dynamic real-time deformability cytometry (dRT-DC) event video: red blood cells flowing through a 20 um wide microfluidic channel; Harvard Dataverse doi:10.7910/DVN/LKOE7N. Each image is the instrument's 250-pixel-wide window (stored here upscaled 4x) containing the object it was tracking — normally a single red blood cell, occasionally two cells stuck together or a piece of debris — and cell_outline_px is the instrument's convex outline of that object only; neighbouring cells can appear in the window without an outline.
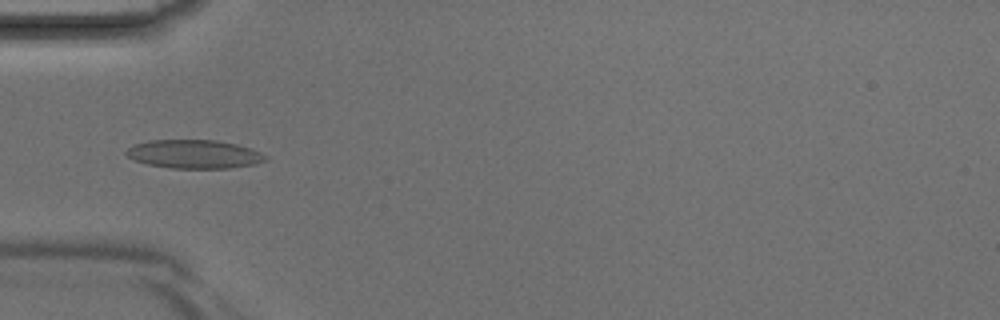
{"species": "Egyptian fruit bat (a non-hibernating species)", "species_latin": "Rousettus aegyptiacus", "temperature_condition": "room temperature", "stored_images_in_passage": 5, "camera_frame_rate_fps": 3000, "um_per_image_px": 0.085, "animal": {"sex": "male"}, "frame": {"image": 1, "passage_image": 4, "time_ms": 1.0, "image_size_px": [1000, 320], "cell_outline_px": [[268, 160], [256, 164], [228, 168], [172, 168], [148, 164], [136, 160], [128, 156], [124, 152], [128, 148], [136, 144], [148, 140], [216, 140], [236, 144], [260, 152], [268, 156]], "centroid_in_image_um": [16.53, 13.1], "position_along_channel_um": 68.5, "area_um2": 23.06}}